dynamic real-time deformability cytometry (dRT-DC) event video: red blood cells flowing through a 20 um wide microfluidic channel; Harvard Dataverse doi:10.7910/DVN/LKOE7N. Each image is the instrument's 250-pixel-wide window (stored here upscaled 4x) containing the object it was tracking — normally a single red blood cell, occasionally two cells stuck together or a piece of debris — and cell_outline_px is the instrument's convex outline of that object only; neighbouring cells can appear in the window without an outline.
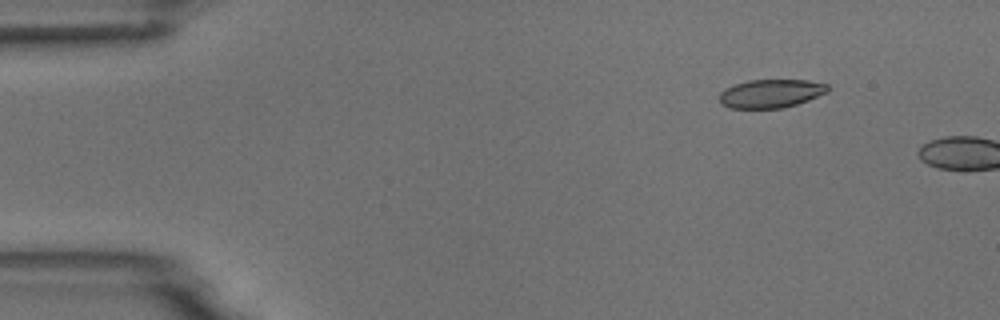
{"species": "common noctule bat (a hibernating species)", "species_latin": "Nyctalus noctula", "temperature_condition": "room temperature", "stored_images_in_passage": 3, "camera_frame_rate_fps": 3000, "um_per_image_px": 0.085, "animal": {"sex": "male", "body_mass_g": 18.8}, "frame": {"image": 1, "passage_image": 2, "time_ms": 2.0, "image_size_px": [1000, 320], "cell_outline_px": [[828, 92], [808, 100], [784, 108], [728, 108], [720, 104], [720, 92], [724, 88], [732, 84], [748, 80], [808, 80], [828, 84]], "centroid_in_image_um": [65.49, 7.94], "position_along_channel_um": 19.5, "area_um2": 18.15}}